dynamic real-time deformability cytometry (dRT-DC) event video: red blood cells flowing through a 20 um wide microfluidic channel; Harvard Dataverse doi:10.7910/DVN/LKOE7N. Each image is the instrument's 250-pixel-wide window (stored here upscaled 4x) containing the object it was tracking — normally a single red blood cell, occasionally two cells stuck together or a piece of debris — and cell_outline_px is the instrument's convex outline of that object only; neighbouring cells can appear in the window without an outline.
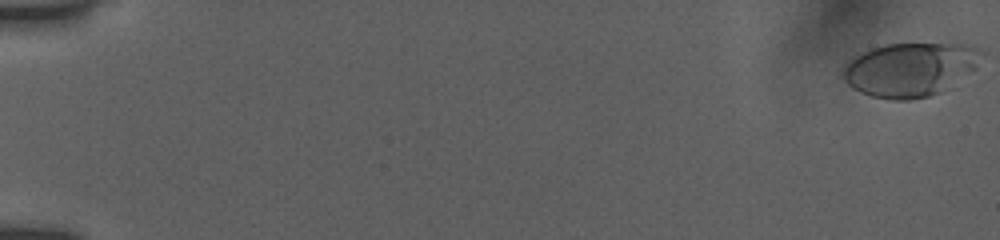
{"species": "human", "species_latin": "Homo sapiens", "temperature_condition": "room temperature", "stored_images_in_passage": 55, "camera_frame_rate_fps": 3000, "um_per_image_px": 0.085, "donor": {"sex": "female"}, "frame": {"image": 1, "passage_image": 1, "time_ms": 0.0, "image_size_px": [1000, 240], "cell_outline_px": [[976, 48], [972, 68], [940, 92], [928, 96], [908, 100], [892, 100], [872, 96], [860, 92], [852, 88], [844, 80], [844, 68], [848, 60], [872, 48], [884, 44], [956, 44]], "centroid_in_image_um": [77.18, 5.92], "position_along_channel_um": 7.8, "area_um2": 41.67}}
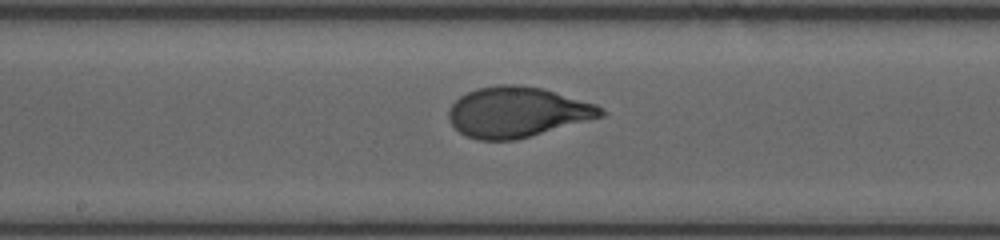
{"frame": {"image": 2, "passage_image": 31, "time_ms": 10.0, "image_size_px": [1000, 240], "cell_outline_px": [[608, 112], [604, 116], [516, 140], [476, 140], [464, 136], [452, 124], [448, 116], [448, 112], [452, 104], [460, 96], [476, 88], [500, 84], [520, 84], [544, 88], [596, 104], [604, 108]], "centroid_in_image_um": [43.99, 9.52], "position_along_channel_um": 204.2, "area_um2": 44.97}}
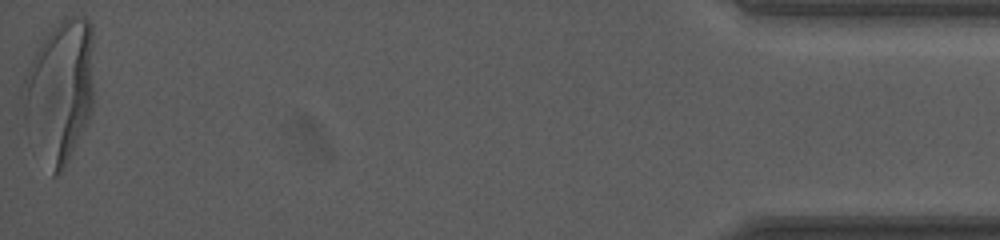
{"frame": {"image": 3, "passage_image": 55, "time_ms": 18.0, "image_size_px": [1000, 240], "cell_outline_px": [[92, 108], [88, 120], [64, 168], [56, 176], [52, 176], [24, 116], [20, 96], [20, 88], [28, 68], [44, 36], [64, 16], [84, 16], [92, 24]], "centroid_in_image_um": [5.08, 7.65], "position_along_channel_um": 430.1, "area_um2": 58.15}, "authors_computed_cell_mechanics": {"area_um2": 43.4078, "velocity_mm_per_s": 3.8755, "shape_relaxation_time_tau1_ms": 3.9681, "shape_relaxation_time_tau2_ms": null, "deformation_change_tau1": 0.2095, "deformation_change_tau2": null}}